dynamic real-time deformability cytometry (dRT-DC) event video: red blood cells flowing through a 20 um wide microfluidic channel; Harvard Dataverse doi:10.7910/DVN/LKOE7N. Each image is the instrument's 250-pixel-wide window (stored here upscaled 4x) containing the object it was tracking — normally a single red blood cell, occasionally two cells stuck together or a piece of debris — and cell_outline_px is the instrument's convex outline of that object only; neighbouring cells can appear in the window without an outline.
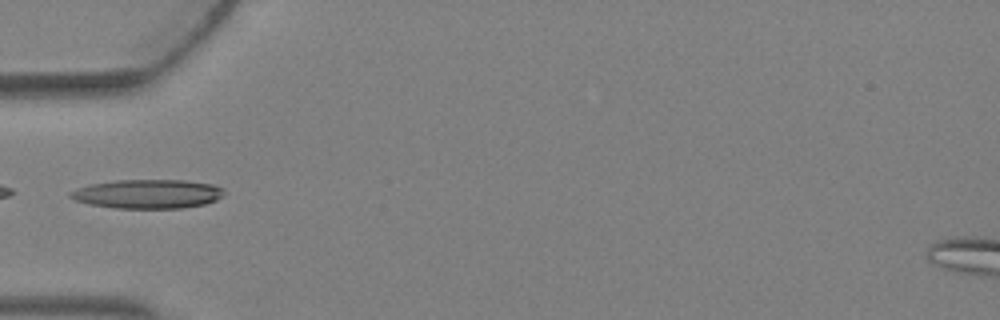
{"species": "Egyptian fruit bat (a non-hibernating species)", "species_latin": "Rousettus aegyptiacus", "temperature_condition": "warm", "stored_images_in_passage": 1, "camera_frame_rate_fps": 3000, "um_per_image_px": 0.085, "animal": {"sex": "female"}, "frame": {"image": 1, "passage_image": 1, "time_ms": 0.0, "image_size_px": [1000, 320], "cell_outline_px": [[224, 196], [216, 200], [204, 204], [180, 208], [112, 208], [88, 204], [76, 200], [68, 196], [68, 192], [76, 188], [92, 184], [116, 180], [184, 180], [212, 184], [224, 188]], "centroid_in_image_um": [12.55, 16.48], "position_along_channel_um": 72.5, "area_um2": 26.13}}